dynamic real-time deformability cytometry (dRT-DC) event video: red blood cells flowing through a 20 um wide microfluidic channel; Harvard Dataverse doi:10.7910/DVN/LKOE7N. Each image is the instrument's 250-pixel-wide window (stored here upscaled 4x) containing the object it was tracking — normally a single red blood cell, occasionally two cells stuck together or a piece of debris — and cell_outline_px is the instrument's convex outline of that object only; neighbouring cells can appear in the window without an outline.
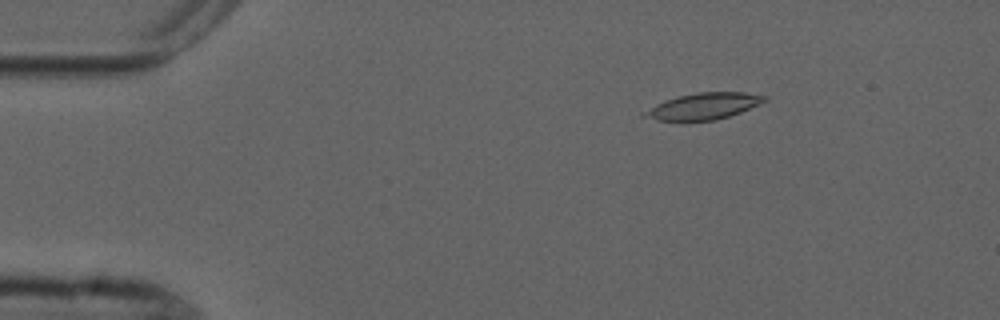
{"species": "common noctule bat (a hibernating species)", "species_latin": "Nyctalus noctula", "temperature_condition": "cold", "stored_images_in_passage": 2, "camera_frame_rate_fps": 3000, "um_per_image_px": 0.085, "animal": {"sex": "male", "forearm_length_mm": 52.5}, "frame": {"image": 1, "passage_image": 1, "time_ms": 0.0, "image_size_px": [1000, 320], "cell_outline_px": [[768, 100], [760, 104], [740, 112], [716, 120], [684, 124], [656, 120], [640, 116], [640, 112], [656, 104], [676, 96], [696, 92], [744, 92], [768, 96]], "centroid_in_image_um": [59.71, 9.07], "position_along_channel_um": 25.3, "area_um2": 19.42}}